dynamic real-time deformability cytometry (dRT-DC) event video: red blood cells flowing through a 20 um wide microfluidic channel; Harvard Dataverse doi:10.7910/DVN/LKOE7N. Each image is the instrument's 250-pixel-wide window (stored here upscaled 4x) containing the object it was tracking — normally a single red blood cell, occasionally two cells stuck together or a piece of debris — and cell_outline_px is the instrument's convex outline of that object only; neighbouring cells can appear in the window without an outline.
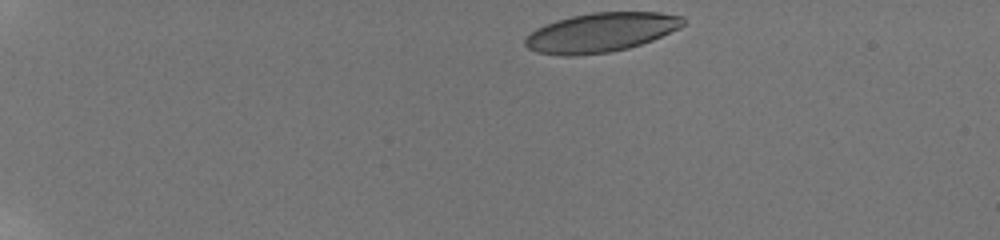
{"species": "human", "species_latin": "Homo sapiens", "temperature_condition": "room temperature", "stored_images_in_passage": 14, "camera_frame_rate_fps": 3000, "um_per_image_px": 0.085, "donor": {"sex": "male"}, "frame": {"image": 1, "passage_image": 1, "time_ms": 0.0, "image_size_px": [1000, 240], "cell_outline_px": [[684, 24], [680, 28], [652, 40], [628, 48], [612, 52], [576, 56], [560, 56], [536, 52], [528, 48], [524, 44], [524, 40], [536, 28], [544, 24], [556, 20], [572, 16], [596, 12], [660, 12], [684, 16]], "centroid_in_image_um": [51.07, 2.76], "position_along_channel_um": 33.9, "area_um2": 36.3}}
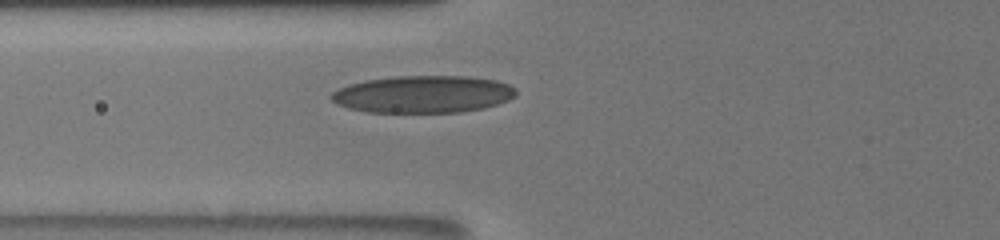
{"frame": {"image": 2, "passage_image": 12, "time_ms": 4.333, "image_size_px": [1000, 240], "cell_outline_px": [[516, 96], [508, 100], [484, 108], [460, 112], [368, 112], [348, 108], [336, 104], [328, 96], [332, 92], [348, 84], [364, 80], [400, 76], [468, 76], [496, 80], [508, 84], [516, 88]], "centroid_in_image_um": [35.95, 8.01], "position_along_channel_um": 89.8, "area_um2": 40.23}}